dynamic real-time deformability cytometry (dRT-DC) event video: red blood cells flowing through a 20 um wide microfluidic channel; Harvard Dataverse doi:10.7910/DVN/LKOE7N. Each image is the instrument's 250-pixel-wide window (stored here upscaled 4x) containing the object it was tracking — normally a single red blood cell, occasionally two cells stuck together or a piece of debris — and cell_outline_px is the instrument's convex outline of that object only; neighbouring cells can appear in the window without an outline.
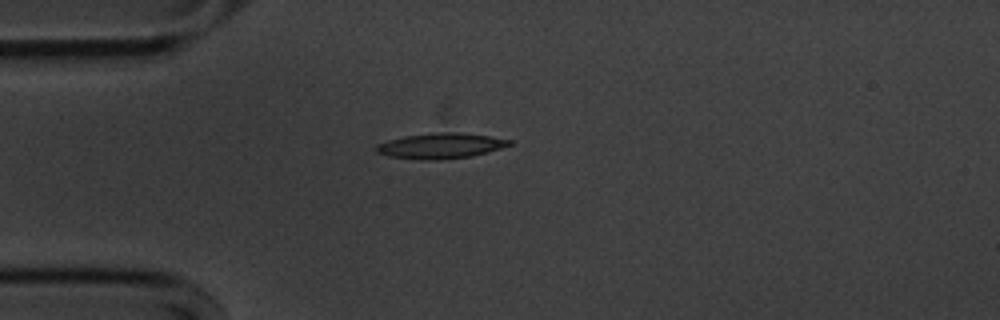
{"species": "common noctule bat (a hibernating species)", "species_latin": "Nyctalus noctula", "temperature_condition": "cold", "stored_images_in_passage": 42, "camera_frame_rate_fps": 3000, "um_per_image_px": 0.085, "animal": {"sex": "male", "body_mass_g": 20.1, "forearm_length_mm": 53.5}, "frame": {"image": 1, "passage_image": 1, "time_ms": 0.0, "image_size_px": [1000, 320], "cell_outline_px": [[512, 144], [488, 152], [472, 156], [432, 160], [420, 160], [388, 156], [376, 152], [376, 144], [388, 140], [404, 136], [440, 132], [460, 132], [488, 136], [512, 140]], "centroid_in_image_um": [37.43, 12.39], "position_along_channel_um": 47.6, "area_um2": 19.65}}
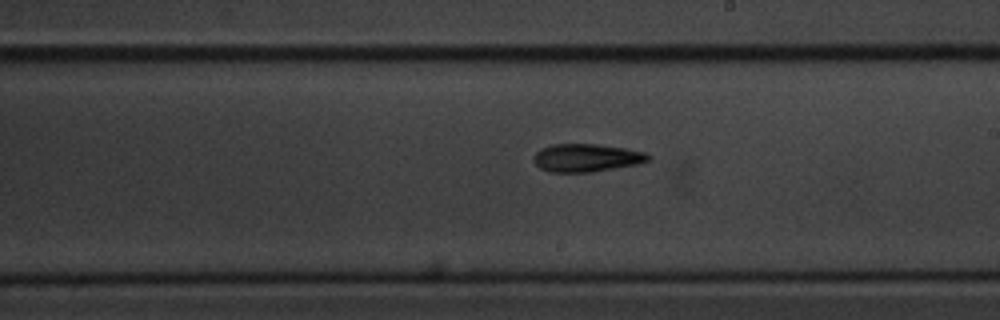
{"frame": {"image": 2, "passage_image": 18, "time_ms": 5.667, "image_size_px": [1000, 320], "cell_outline_px": [[652, 156], [648, 160], [636, 164], [592, 172], [548, 172], [540, 168], [532, 160], [532, 156], [536, 152], [552, 144], [596, 144], [624, 148], [648, 152]], "centroid_in_image_um": [49.84, 13.41], "position_along_channel_um": 239.2, "area_um2": 18.67}}
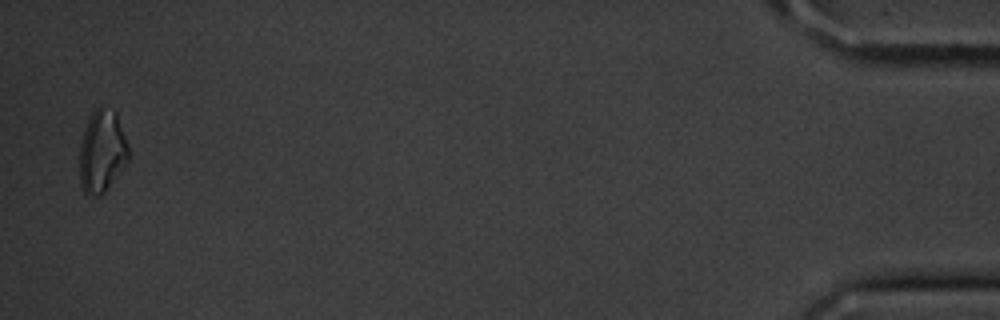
{"frame": {"image": 3, "passage_image": 41, "time_ms": 13.333, "image_size_px": [1000, 320], "cell_outline_px": [[128, 160], [104, 192], [100, 196], [84, 196], [80, 184], [80, 144], [88, 120], [92, 112], [100, 104], [116, 112], [128, 144]], "centroid_in_image_um": [8.65, 12.87], "position_along_channel_um": 426.5, "area_um2": 23.47}, "authors_computed_cell_mechanics": {"area_um2": 18.496, "velocity_mm_per_s": 3.5976, "shape_relaxation_time_tau1_ms": 4.3298, "shape_relaxation_time_tau2_ms": 8.2457, "deformation_change_tau1": 0.1741, "deformation_change_tau2": 0.192}}